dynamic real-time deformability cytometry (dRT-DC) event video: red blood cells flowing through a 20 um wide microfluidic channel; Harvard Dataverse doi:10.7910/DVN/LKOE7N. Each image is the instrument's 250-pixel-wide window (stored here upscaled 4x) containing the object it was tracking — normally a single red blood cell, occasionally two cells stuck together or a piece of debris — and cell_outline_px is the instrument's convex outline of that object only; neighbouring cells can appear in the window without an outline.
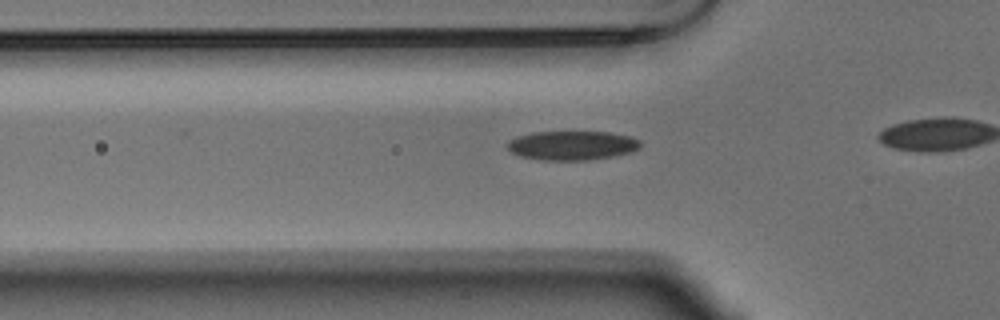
{"species": "Egyptian fruit bat (a non-hibernating species)", "species_latin": "Rousettus aegyptiacus", "temperature_condition": "warm", "stored_images_in_passage": 35, "camera_frame_rate_fps": 3000, "um_per_image_px": 0.085, "animal": {"sex": "male"}, "frame": {"image": 1, "passage_image": 10, "time_ms": 3.0, "image_size_px": [1000, 320], "cell_outline_px": [[640, 148], [632, 152], [616, 156], [588, 160], [540, 160], [520, 156], [512, 152], [508, 148], [508, 140], [516, 136], [532, 132], [608, 132], [632, 136], [640, 140]], "centroid_in_image_um": [48.65, 12.36], "position_along_channel_um": 77.1, "area_um2": 22.83}}
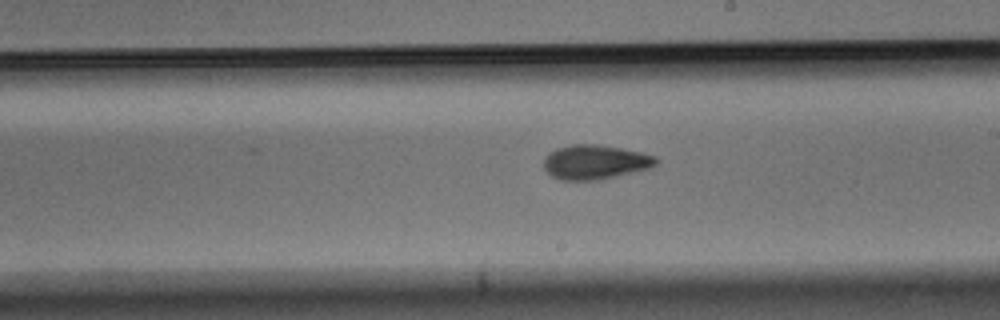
{"frame": {"image": 2, "passage_image": 23, "time_ms": 7.333, "image_size_px": [1000, 320], "cell_outline_px": [[660, 160], [652, 168], [600, 180], [560, 180], [552, 176], [544, 168], [544, 156], [556, 148], [572, 144], [596, 144], [620, 148], [640, 152], [656, 156]], "centroid_in_image_um": [50.6, 13.78], "position_along_channel_um": 238.4, "area_um2": 22.72}}
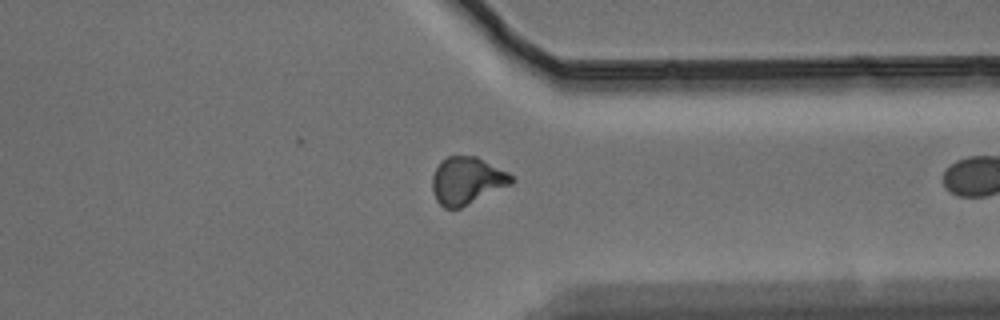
{"frame": {"image": 3, "passage_image": 34, "time_ms": 11.0, "image_size_px": [1000, 320], "cell_outline_px": [[516, 180], [512, 184], [460, 208], [444, 208], [436, 200], [432, 192], [432, 176], [436, 168], [448, 156], [476, 156], [508, 172]], "centroid_in_image_um": [39.69, 15.36], "position_along_channel_um": 371.7, "area_um2": 21.73}}